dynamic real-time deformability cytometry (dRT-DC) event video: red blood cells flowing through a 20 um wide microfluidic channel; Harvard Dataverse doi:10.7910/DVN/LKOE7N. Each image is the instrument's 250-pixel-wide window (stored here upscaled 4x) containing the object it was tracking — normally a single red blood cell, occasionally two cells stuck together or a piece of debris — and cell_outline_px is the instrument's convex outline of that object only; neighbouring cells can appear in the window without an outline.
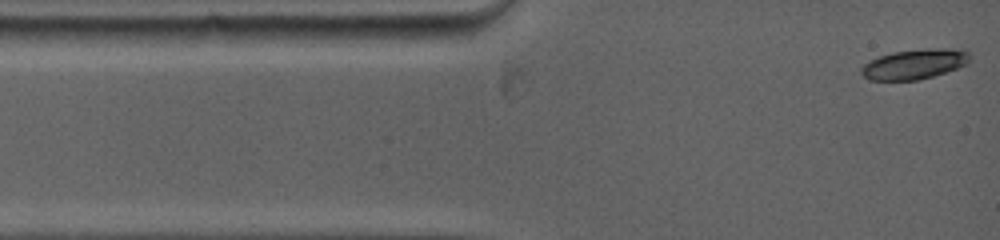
{"species": "common noctule bat (a hibernating species)", "species_latin": "Nyctalus noctula", "temperature_condition": "warm", "stored_images_in_passage": 10, "camera_frame_rate_fps": 5000, "um_per_image_px": 0.085, "animal": {"sex": "female", "body_mass_g": 19.0, "forearm_length_mm": 53.3}, "frame": {"image": 1, "passage_image": 1, "time_ms": 0.0, "image_size_px": [1000, 240], "cell_outline_px": [[968, 60], [964, 64], [956, 68], [932, 76], [916, 80], [868, 80], [860, 72], [860, 68], [864, 64], [880, 56], [892, 52], [928, 48], [952, 48], [968, 52]], "centroid_in_image_um": [77.67, 5.45], "position_along_channel_um": 7.3, "area_um2": 18.61}}
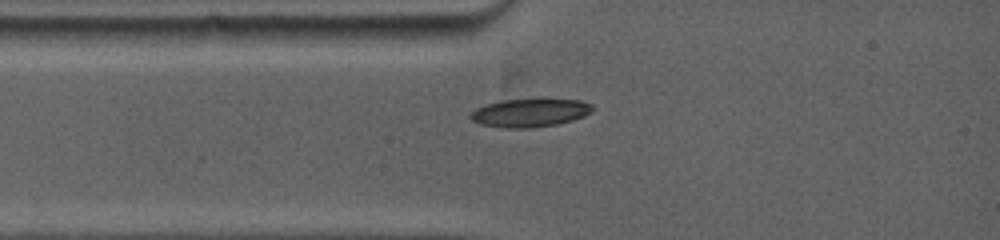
{"frame": {"image": 2, "passage_image": 9, "time_ms": 2.0, "image_size_px": [1000, 240], "cell_outline_px": [[596, 108], [592, 112], [584, 116], [572, 120], [556, 124], [532, 128], [504, 128], [480, 124], [472, 120], [468, 116], [476, 108], [484, 104], [500, 100], [580, 100], [592, 104]], "centroid_in_image_um": [45.03, 9.59], "position_along_channel_um": 40.0, "area_um2": 20.06}}